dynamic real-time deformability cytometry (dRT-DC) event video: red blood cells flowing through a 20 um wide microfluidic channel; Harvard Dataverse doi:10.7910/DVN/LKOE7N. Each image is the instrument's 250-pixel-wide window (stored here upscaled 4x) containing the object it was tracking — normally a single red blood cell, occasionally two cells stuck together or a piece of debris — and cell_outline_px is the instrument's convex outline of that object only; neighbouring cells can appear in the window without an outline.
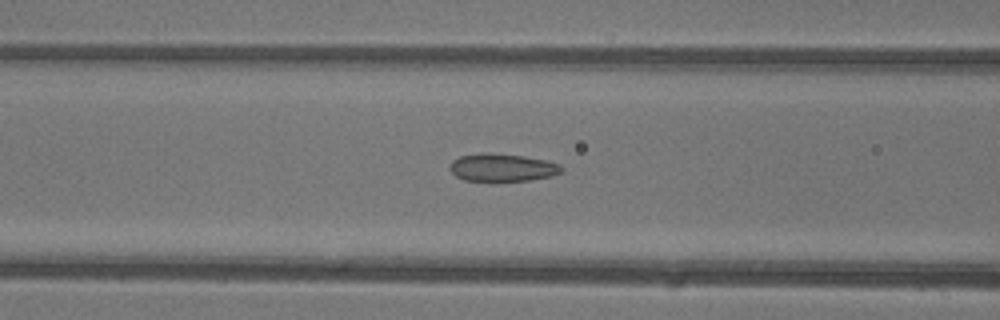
{"species": "common noctule bat (a hibernating species)", "species_latin": "Nyctalus noctula", "temperature_condition": "warm", "stored_images_in_passage": 47, "camera_frame_rate_fps": 3000, "um_per_image_px": 0.085, "animal": {"sex": "female"}, "frame": {"image": 1, "passage_image": 20, "time_ms": 6.333, "image_size_px": [1000, 320], "cell_outline_px": [[564, 172], [552, 176], [528, 180], [464, 180], [456, 176], [448, 168], [452, 160], [460, 156], [484, 152], [524, 156], [544, 160], [560, 164], [564, 168]], "centroid_in_image_um": [42.71, 14.23], "position_along_channel_um": 123.9, "area_um2": 17.98}}
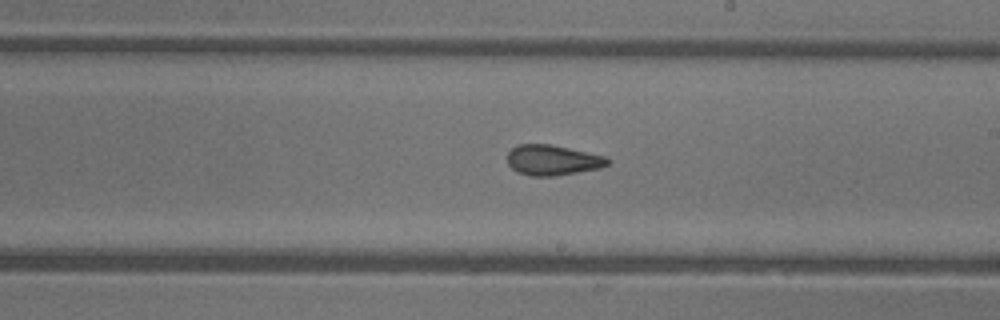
{"frame": {"image": 2, "passage_image": 28, "time_ms": 9.0, "image_size_px": [1000, 320], "cell_outline_px": [[612, 160], [608, 164], [600, 168], [552, 176], [532, 176], [516, 172], [508, 164], [508, 152], [516, 144], [548, 144], [568, 148], [604, 156]], "centroid_in_image_um": [46.94, 13.61], "position_along_channel_um": 242.1, "area_um2": 17.57}}
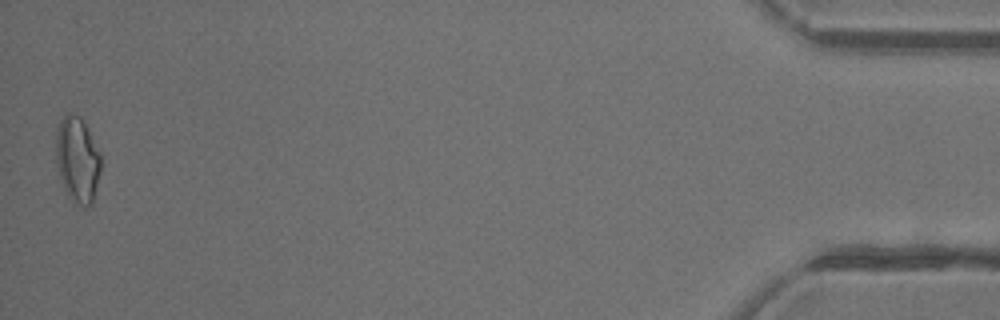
{"frame": {"image": 3, "passage_image": 47, "time_ms": 15.333, "image_size_px": [1000, 320], "cell_outline_px": [[100, 172], [92, 204], [80, 204], [68, 196], [64, 188], [56, 164], [56, 128], [60, 120], [68, 112], [80, 116], [84, 120], [100, 152]], "centroid_in_image_um": [6.57, 13.49], "position_along_channel_um": 428.6, "area_um2": 22.31}, "authors_computed_cell_mechanics": {"area_um2": 18.8428, "velocity_mm_per_s": 4.4291, "shape_relaxation_time_tau1_ms": null, "shape_relaxation_time_tau2_ms": 1.9069, "deformation_change_tau1": null, "deformation_change_tau2": 0.0859}}